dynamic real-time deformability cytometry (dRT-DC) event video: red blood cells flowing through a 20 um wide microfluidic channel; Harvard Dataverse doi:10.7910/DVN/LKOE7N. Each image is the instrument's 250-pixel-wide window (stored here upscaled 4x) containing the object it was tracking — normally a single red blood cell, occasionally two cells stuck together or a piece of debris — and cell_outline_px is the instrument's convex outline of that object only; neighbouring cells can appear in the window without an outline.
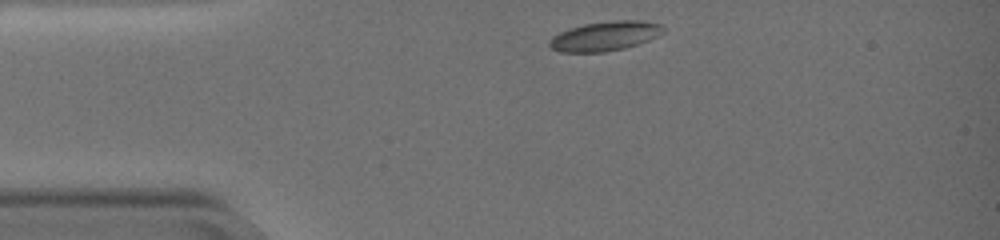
{"species": "common noctule bat (a hibernating species)", "species_latin": "Nyctalus noctula", "temperature_condition": "warm", "stored_images_in_passage": 42, "camera_frame_rate_fps": 3000, "um_per_image_px": 0.085, "animal": {"sex": "female", "body_mass_g": 19.0, "forearm_length_mm": 51.5}, "frame": {"image": 1, "passage_image": 1, "time_ms": 0.0, "image_size_px": [1000, 240], "cell_outline_px": [[664, 32], [648, 40], [624, 48], [604, 52], [560, 52], [552, 48], [548, 44], [548, 40], [552, 36], [560, 32], [584, 24], [612, 20], [640, 20], [660, 24], [664, 28]], "centroid_in_image_um": [51.4, 3.06], "position_along_channel_um": 33.6, "area_um2": 19.42}}
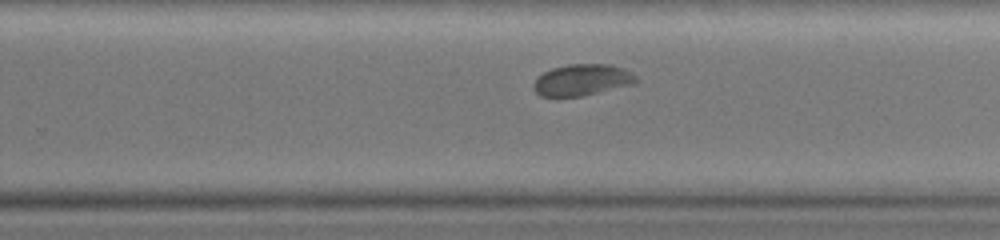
{"frame": {"image": 2, "passage_image": 28, "time_ms": 9.0, "image_size_px": [1000, 240], "cell_outline_px": [[640, 80], [632, 84], [580, 96], [540, 96], [532, 88], [532, 84], [544, 72], [552, 68], [568, 64], [612, 64], [624, 68], [632, 72]], "centroid_in_image_um": [49.49, 6.78], "position_along_channel_um": 280.3, "area_um2": 18.67}}
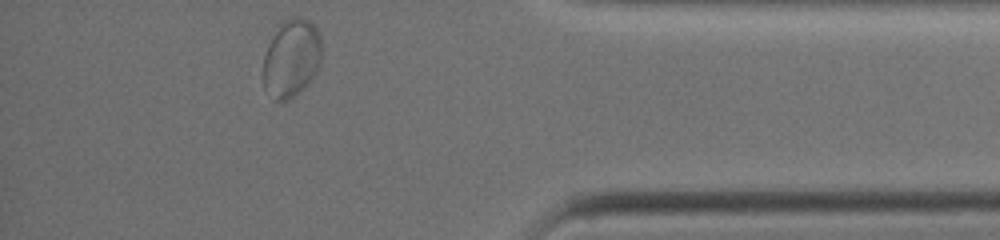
{"frame": {"image": 3, "passage_image": 42, "time_ms": 13.667, "image_size_px": [1000, 240], "cell_outline_px": [[320, 64], [316, 72], [308, 84], [304, 88], [288, 100], [276, 100], [264, 84], [264, 56], [268, 44], [284, 20], [292, 16], [300, 16], [308, 20], [316, 28], [320, 36]], "centroid_in_image_um": [24.8, 4.92], "position_along_channel_um": 410.4, "area_um2": 26.01}, "authors_computed_cell_mechanics": {"area_um2": 19.2474, "velocity_mm_per_s": 3.1706, "shape_relaxation_time_tau1_ms": 10.9728, "shape_relaxation_time_tau2_ms": null, "deformation_change_tau1": 0.1618, "deformation_change_tau2": null}}